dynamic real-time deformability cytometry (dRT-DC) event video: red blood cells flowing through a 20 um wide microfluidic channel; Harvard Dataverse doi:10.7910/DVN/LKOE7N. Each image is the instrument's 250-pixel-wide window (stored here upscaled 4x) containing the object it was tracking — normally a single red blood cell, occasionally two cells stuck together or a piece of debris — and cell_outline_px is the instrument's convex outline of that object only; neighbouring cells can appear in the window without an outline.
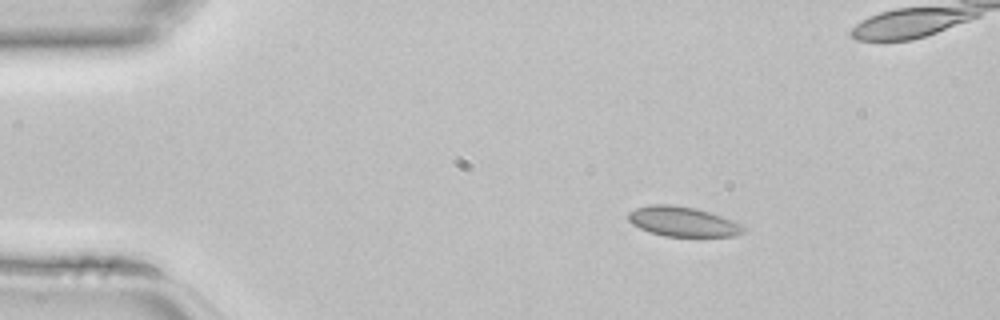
{"species": "common noctule bat (a hibernating species)", "species_latin": "Nyctalus noctula", "temperature_condition": "room temperature", "stored_images_in_passage": 39, "camera_frame_rate_fps": 3000, "um_per_image_px": 0.085, "animal": {"sex": "female", "body_mass_g": 22.7, "forearm_length_mm": 54.2}, "frame": {"image": 1, "passage_image": 1, "time_ms": 0.0, "image_size_px": [1000, 320], "cell_outline_px": [[744, 232], [736, 236], [664, 236], [648, 232], [632, 224], [628, 220], [628, 212], [636, 208], [648, 204], [672, 204], [696, 208], [744, 224]], "centroid_in_image_um": [58.01, 18.83], "position_along_channel_um": 27.0, "area_um2": 20.11}}
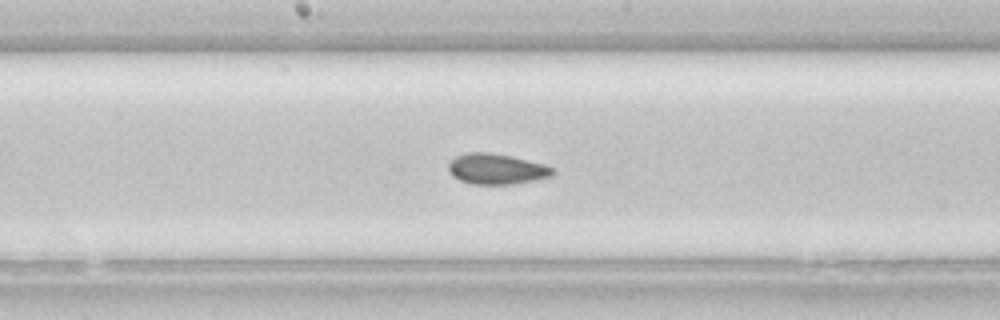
{"frame": {"image": 2, "passage_image": 17, "time_ms": 5.333, "image_size_px": [1000, 320], "cell_outline_px": [[556, 172], [552, 176], [512, 184], [472, 184], [460, 180], [452, 176], [448, 168], [448, 164], [456, 156], [468, 152], [488, 152], [512, 156], [544, 164], [556, 168]], "centroid_in_image_um": [42.22, 14.36], "position_along_channel_um": 206.0, "area_um2": 18.61}}
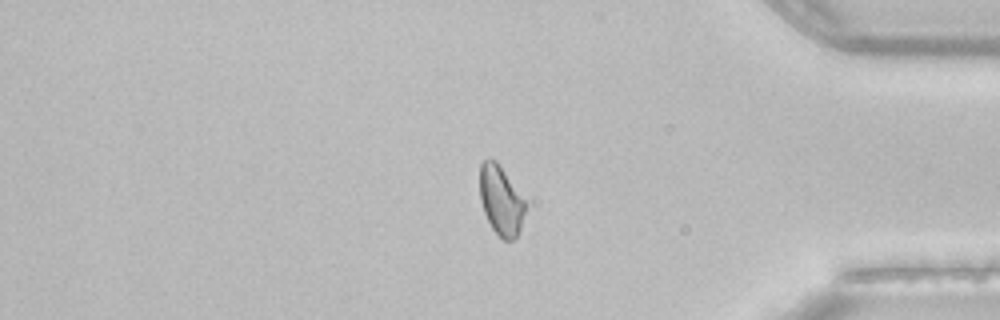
{"frame": {"image": 3, "passage_image": 31, "time_ms": 10.0, "image_size_px": [1000, 320], "cell_outline_px": [[524, 212], [520, 228], [516, 236], [512, 240], [504, 240], [492, 228], [484, 212], [480, 200], [480, 164], [484, 160], [496, 160], [524, 200]], "centroid_in_image_um": [42.54, 17.04], "position_along_channel_um": 392.7, "area_um2": 17.8}}